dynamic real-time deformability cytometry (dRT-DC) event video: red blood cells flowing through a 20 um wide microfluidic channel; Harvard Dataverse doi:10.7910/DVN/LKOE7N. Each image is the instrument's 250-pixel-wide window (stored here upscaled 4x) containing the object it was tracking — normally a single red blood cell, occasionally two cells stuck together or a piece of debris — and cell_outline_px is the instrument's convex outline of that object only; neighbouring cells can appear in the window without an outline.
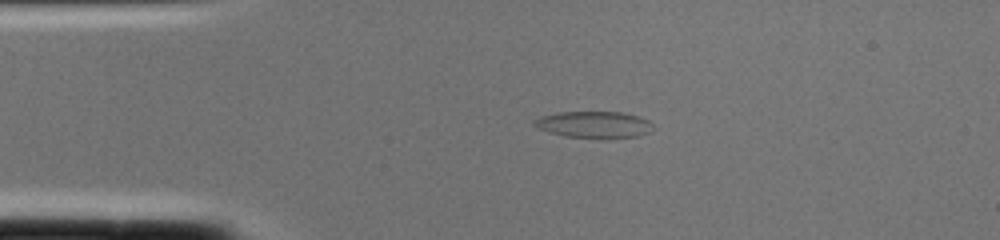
{"species": "common noctule bat (a hibernating species)", "species_latin": "Nyctalus noctula", "temperature_condition": "cold", "stored_images_in_passage": 2, "camera_frame_rate_fps": 3000, "um_per_image_px": 0.085, "animal": {"sex": "female", "body_mass_g": 22.0, "forearm_length_mm": 56.7}, "frame": {"image": 1, "passage_image": 2, "time_ms": 0.333, "image_size_px": [1000, 240], "cell_outline_px": [[652, 124], [648, 132], [636, 136], [564, 136], [548, 132], [536, 128], [532, 124], [532, 120], [540, 116], [560, 112], [620, 112], [636, 116], [648, 120]], "centroid_in_image_um": [50.37, 10.55], "position_along_channel_um": 34.6, "area_um2": 17.69}}